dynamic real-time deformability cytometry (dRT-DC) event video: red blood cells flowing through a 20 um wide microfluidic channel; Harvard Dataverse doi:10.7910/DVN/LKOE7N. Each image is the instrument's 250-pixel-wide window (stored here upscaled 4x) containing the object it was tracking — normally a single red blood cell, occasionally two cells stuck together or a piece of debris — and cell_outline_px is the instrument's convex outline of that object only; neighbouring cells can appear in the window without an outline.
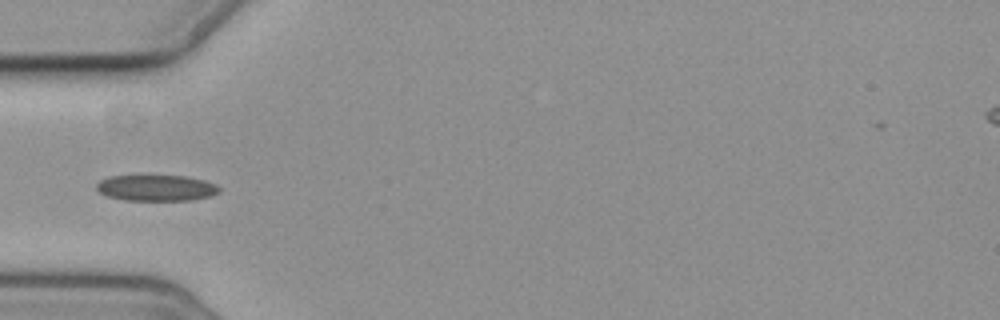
{"species": "common noctule bat (a hibernating species)", "species_latin": "Nyctalus noctula", "temperature_condition": "cold", "stored_images_in_passage": 9, "camera_frame_rate_fps": 3000, "um_per_image_px": 0.085, "animal": {"sex": "female", "body_mass_g": 19.3, "forearm_length_mm": 54.1}, "frame": {"image": 1, "passage_image": 6, "time_ms": 6.0, "image_size_px": [1000, 320], "cell_outline_px": [[220, 192], [208, 196], [192, 200], [124, 200], [108, 196], [100, 192], [96, 188], [96, 184], [100, 180], [108, 176], [188, 176], [204, 180], [216, 184], [220, 188]], "centroid_in_image_um": [13.29, 15.97], "position_along_channel_um": 71.7, "area_um2": 18.55}}
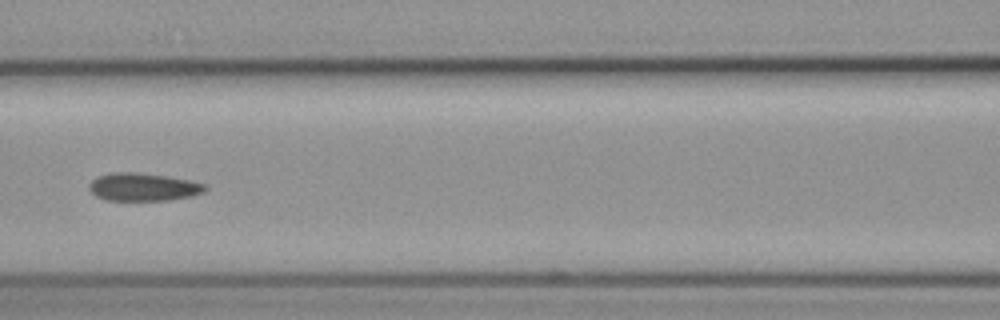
{"frame": {"image": 2, "passage_image": 8, "time_ms": 8.333, "image_size_px": [1000, 320], "cell_outline_px": [[208, 188], [204, 192], [192, 196], [168, 200], [104, 200], [96, 196], [88, 188], [88, 184], [96, 176], [112, 172], [136, 172], [168, 176], [208, 184]], "centroid_in_image_um": [12.17, 15.89], "position_along_channel_um": 154.4, "area_um2": 19.07}}
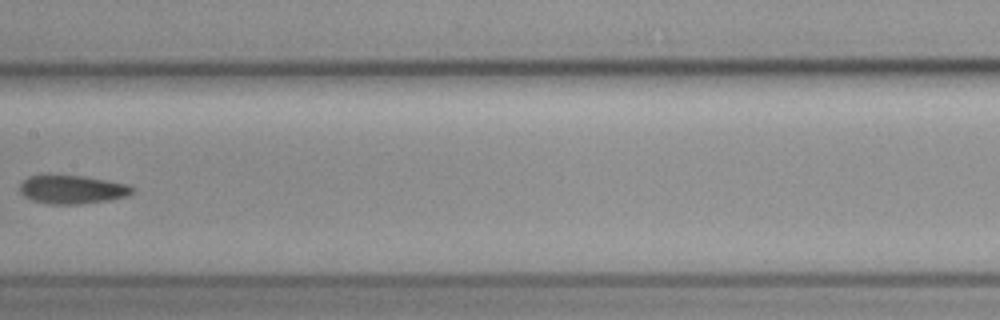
{"frame": {"image": 3, "passage_image": 9, "time_ms": 9.667, "image_size_px": [1000, 320], "cell_outline_px": [[136, 192], [128, 196], [112, 200], [80, 204], [48, 204], [32, 200], [24, 196], [20, 192], [20, 184], [28, 176], [48, 172], [84, 176], [128, 184], [136, 188]], "centroid_in_image_um": [6.14, 16.07], "position_along_channel_um": 201.3, "area_um2": 19.59}}